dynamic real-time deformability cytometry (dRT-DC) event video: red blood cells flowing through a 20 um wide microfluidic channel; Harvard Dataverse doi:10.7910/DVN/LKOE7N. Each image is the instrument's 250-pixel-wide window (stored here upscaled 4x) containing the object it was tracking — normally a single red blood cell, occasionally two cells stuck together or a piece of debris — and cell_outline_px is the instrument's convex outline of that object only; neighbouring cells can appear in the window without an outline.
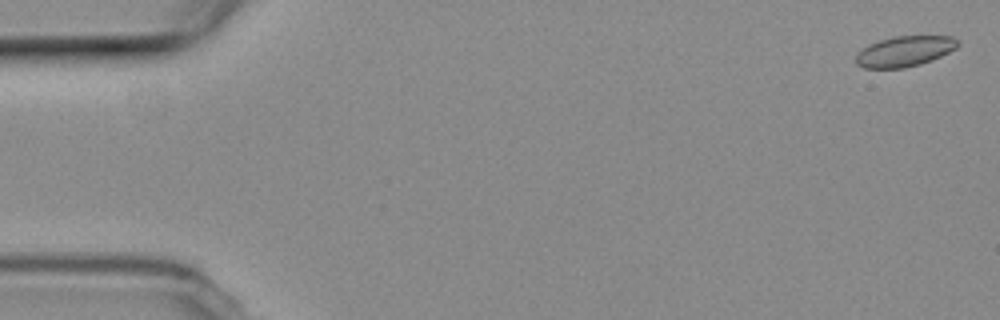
{"species": "common noctule bat (a hibernating species)", "species_latin": "Nyctalus noctula", "temperature_condition": "room temperature", "stored_images_in_passage": 3, "camera_frame_rate_fps": 3000, "um_per_image_px": 0.085, "animal": {"sex": "female", "body_mass_g": 19.3, "forearm_length_mm": 54.1}, "frame": {"image": 1, "passage_image": 2, "time_ms": 0.333, "image_size_px": [1000, 320], "cell_outline_px": [[960, 44], [956, 48], [932, 60], [920, 64], [904, 68], [864, 68], [856, 64], [856, 56], [868, 44], [880, 40], [896, 36], [952, 36]], "centroid_in_image_um": [76.89, 4.36], "position_along_channel_um": 8.1, "area_um2": 17.92}}